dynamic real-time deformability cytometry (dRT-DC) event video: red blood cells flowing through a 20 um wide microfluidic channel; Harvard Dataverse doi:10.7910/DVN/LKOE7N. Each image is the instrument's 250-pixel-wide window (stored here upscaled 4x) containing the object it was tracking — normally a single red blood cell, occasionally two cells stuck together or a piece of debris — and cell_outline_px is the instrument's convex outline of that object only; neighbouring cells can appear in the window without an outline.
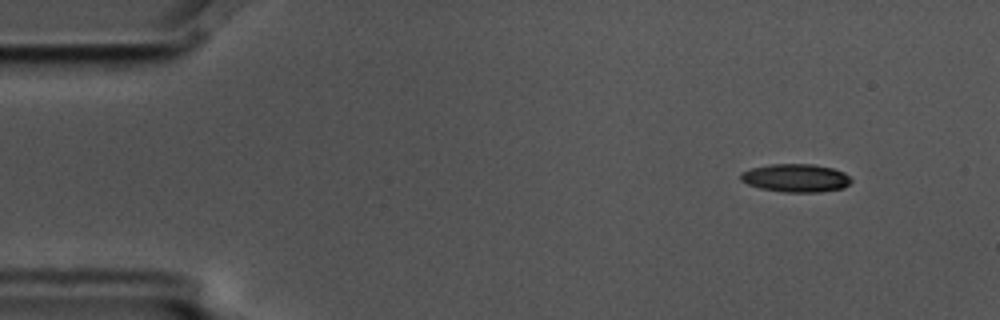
{"species": "common noctule bat (a hibernating species)", "species_latin": "Nyctalus noctula", "temperature_condition": "cold", "stored_images_in_passage": 5, "camera_frame_rate_fps": 3000, "um_per_image_px": 0.085, "animal": {"sex": "male", "body_mass_g": 17.5, "forearm_length_mm": 52.3}, "frame": {"image": 1, "passage_image": 1, "time_ms": 0.0, "image_size_px": [1000, 320], "cell_outline_px": [[852, 180], [844, 188], [820, 192], [784, 192], [760, 188], [748, 184], [740, 180], [740, 172], [752, 168], [772, 164], [812, 164], [832, 168], [844, 172]], "centroid_in_image_um": [67.63, 15.13], "position_along_channel_um": 17.4, "area_um2": 18.09}}